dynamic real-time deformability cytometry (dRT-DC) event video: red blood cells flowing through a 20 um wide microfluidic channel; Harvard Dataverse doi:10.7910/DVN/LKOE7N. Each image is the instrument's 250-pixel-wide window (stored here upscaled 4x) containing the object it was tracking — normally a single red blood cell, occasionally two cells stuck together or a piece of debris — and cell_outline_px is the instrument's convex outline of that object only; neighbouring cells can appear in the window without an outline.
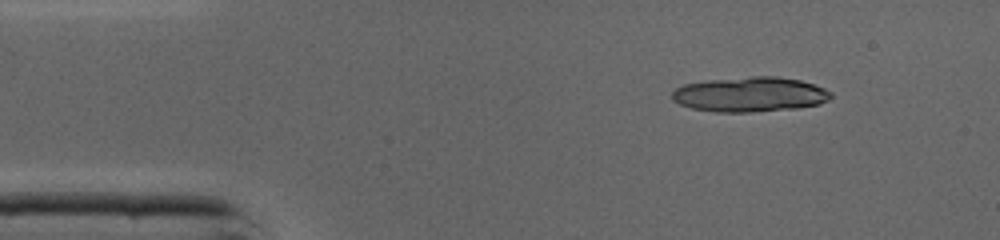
{"species": "common noctule bat (a hibernating species)", "species_latin": "Nyctalus noctula", "temperature_condition": "cold", "stored_images_in_passage": 13, "camera_frame_rate_fps": 3000, "um_per_image_px": 0.085, "animal": {"sex": "male", "body_mass_g": 19.0, "forearm_length_mm": 50.8}, "frame": {"image": 1, "passage_image": 1, "time_ms": 0.0, "image_size_px": [1000, 240], "cell_outline_px": [[832, 96], [828, 100], [820, 104], [796, 108], [748, 112], [716, 112], [692, 108], [680, 104], [672, 100], [672, 92], [676, 88], [684, 84], [708, 80], [752, 76], [776, 76], [800, 80], [824, 88], [832, 92]], "centroid_in_image_um": [63.75, 8.02], "position_along_channel_um": 21.3, "area_um2": 32.25}}